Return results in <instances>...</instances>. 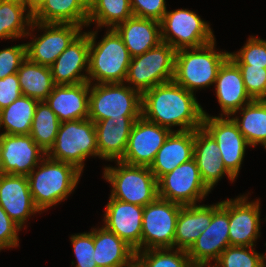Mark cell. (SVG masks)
Segmentation results:
<instances>
[{
  "label": "cell",
  "instance_id": "6da1fadb",
  "mask_svg": "<svg viewBox=\"0 0 266 267\" xmlns=\"http://www.w3.org/2000/svg\"><path fill=\"white\" fill-rule=\"evenodd\" d=\"M141 116L169 130H196L203 125L204 110L195 95L174 80L142 93ZM173 126V127H172Z\"/></svg>",
  "mask_w": 266,
  "mask_h": 267
},
{
  "label": "cell",
  "instance_id": "7a4b0ae2",
  "mask_svg": "<svg viewBox=\"0 0 266 267\" xmlns=\"http://www.w3.org/2000/svg\"><path fill=\"white\" fill-rule=\"evenodd\" d=\"M81 173L76 166L46 155L40 165L27 175L29 189L39 211L66 200L77 187Z\"/></svg>",
  "mask_w": 266,
  "mask_h": 267
},
{
  "label": "cell",
  "instance_id": "3957f363",
  "mask_svg": "<svg viewBox=\"0 0 266 267\" xmlns=\"http://www.w3.org/2000/svg\"><path fill=\"white\" fill-rule=\"evenodd\" d=\"M97 32H88V82L96 80L95 84L124 83L132 59L128 49L114 29H108L98 43Z\"/></svg>",
  "mask_w": 266,
  "mask_h": 267
},
{
  "label": "cell",
  "instance_id": "277c9868",
  "mask_svg": "<svg viewBox=\"0 0 266 267\" xmlns=\"http://www.w3.org/2000/svg\"><path fill=\"white\" fill-rule=\"evenodd\" d=\"M215 41L198 48H184L176 51L173 80L194 94L197 89L215 83L219 68L230 52H217Z\"/></svg>",
  "mask_w": 266,
  "mask_h": 267
},
{
  "label": "cell",
  "instance_id": "5b68a950",
  "mask_svg": "<svg viewBox=\"0 0 266 267\" xmlns=\"http://www.w3.org/2000/svg\"><path fill=\"white\" fill-rule=\"evenodd\" d=\"M116 162L118 167H104L103 172L112 185L111 198L145 207L158 197L157 179L149 166Z\"/></svg>",
  "mask_w": 266,
  "mask_h": 267
},
{
  "label": "cell",
  "instance_id": "8992f818",
  "mask_svg": "<svg viewBox=\"0 0 266 267\" xmlns=\"http://www.w3.org/2000/svg\"><path fill=\"white\" fill-rule=\"evenodd\" d=\"M46 155L70 163L83 172L86 158L99 157L94 122L89 118L61 122L55 142Z\"/></svg>",
  "mask_w": 266,
  "mask_h": 267
},
{
  "label": "cell",
  "instance_id": "52a82bcc",
  "mask_svg": "<svg viewBox=\"0 0 266 267\" xmlns=\"http://www.w3.org/2000/svg\"><path fill=\"white\" fill-rule=\"evenodd\" d=\"M125 83H90L89 119L140 118L142 94Z\"/></svg>",
  "mask_w": 266,
  "mask_h": 267
},
{
  "label": "cell",
  "instance_id": "ba28073f",
  "mask_svg": "<svg viewBox=\"0 0 266 267\" xmlns=\"http://www.w3.org/2000/svg\"><path fill=\"white\" fill-rule=\"evenodd\" d=\"M176 50L161 42L142 55L132 57L125 82L141 94L154 86L172 81Z\"/></svg>",
  "mask_w": 266,
  "mask_h": 267
},
{
  "label": "cell",
  "instance_id": "9c48e42d",
  "mask_svg": "<svg viewBox=\"0 0 266 267\" xmlns=\"http://www.w3.org/2000/svg\"><path fill=\"white\" fill-rule=\"evenodd\" d=\"M161 41L176 51L198 48L215 40L209 23L188 9L166 11L160 21Z\"/></svg>",
  "mask_w": 266,
  "mask_h": 267
},
{
  "label": "cell",
  "instance_id": "30bf717a",
  "mask_svg": "<svg viewBox=\"0 0 266 267\" xmlns=\"http://www.w3.org/2000/svg\"><path fill=\"white\" fill-rule=\"evenodd\" d=\"M182 206L157 197L144 207L141 250L174 248L175 229Z\"/></svg>",
  "mask_w": 266,
  "mask_h": 267
},
{
  "label": "cell",
  "instance_id": "8fae6325",
  "mask_svg": "<svg viewBox=\"0 0 266 267\" xmlns=\"http://www.w3.org/2000/svg\"><path fill=\"white\" fill-rule=\"evenodd\" d=\"M229 243V199L212 204L211 223L187 250L194 267H211Z\"/></svg>",
  "mask_w": 266,
  "mask_h": 267
},
{
  "label": "cell",
  "instance_id": "7c38bea8",
  "mask_svg": "<svg viewBox=\"0 0 266 267\" xmlns=\"http://www.w3.org/2000/svg\"><path fill=\"white\" fill-rule=\"evenodd\" d=\"M158 197L180 205H196L211 190L203 182L194 158L157 180Z\"/></svg>",
  "mask_w": 266,
  "mask_h": 267
},
{
  "label": "cell",
  "instance_id": "4fadbf2b",
  "mask_svg": "<svg viewBox=\"0 0 266 267\" xmlns=\"http://www.w3.org/2000/svg\"><path fill=\"white\" fill-rule=\"evenodd\" d=\"M35 27L44 30V32L40 37L34 36L32 41L26 43V56L31 62L48 67L83 30L81 26L76 24L33 21L29 29L34 31Z\"/></svg>",
  "mask_w": 266,
  "mask_h": 267
},
{
  "label": "cell",
  "instance_id": "5bb4252c",
  "mask_svg": "<svg viewBox=\"0 0 266 267\" xmlns=\"http://www.w3.org/2000/svg\"><path fill=\"white\" fill-rule=\"evenodd\" d=\"M202 126L216 140L226 169L235 178L238 177L249 144L237 124L230 116H210L204 111Z\"/></svg>",
  "mask_w": 266,
  "mask_h": 267
},
{
  "label": "cell",
  "instance_id": "9a60e30c",
  "mask_svg": "<svg viewBox=\"0 0 266 267\" xmlns=\"http://www.w3.org/2000/svg\"><path fill=\"white\" fill-rule=\"evenodd\" d=\"M171 132L141 116L132 126L126 152L120 161L129 165L150 166Z\"/></svg>",
  "mask_w": 266,
  "mask_h": 267
},
{
  "label": "cell",
  "instance_id": "2e32d148",
  "mask_svg": "<svg viewBox=\"0 0 266 267\" xmlns=\"http://www.w3.org/2000/svg\"><path fill=\"white\" fill-rule=\"evenodd\" d=\"M45 156L30 135L3 134L0 173L27 176Z\"/></svg>",
  "mask_w": 266,
  "mask_h": 267
},
{
  "label": "cell",
  "instance_id": "e0dca14e",
  "mask_svg": "<svg viewBox=\"0 0 266 267\" xmlns=\"http://www.w3.org/2000/svg\"><path fill=\"white\" fill-rule=\"evenodd\" d=\"M104 213V227L125 241L135 252L141 251L144 207L109 197Z\"/></svg>",
  "mask_w": 266,
  "mask_h": 267
},
{
  "label": "cell",
  "instance_id": "ac0fdd59",
  "mask_svg": "<svg viewBox=\"0 0 266 267\" xmlns=\"http://www.w3.org/2000/svg\"><path fill=\"white\" fill-rule=\"evenodd\" d=\"M248 196L229 199V243L230 246H256L260 236L259 200L248 201Z\"/></svg>",
  "mask_w": 266,
  "mask_h": 267
},
{
  "label": "cell",
  "instance_id": "d6986e66",
  "mask_svg": "<svg viewBox=\"0 0 266 267\" xmlns=\"http://www.w3.org/2000/svg\"><path fill=\"white\" fill-rule=\"evenodd\" d=\"M55 85L88 82L89 34L81 32L50 66ZM84 72L81 74L82 71Z\"/></svg>",
  "mask_w": 266,
  "mask_h": 267
},
{
  "label": "cell",
  "instance_id": "ffe728a7",
  "mask_svg": "<svg viewBox=\"0 0 266 267\" xmlns=\"http://www.w3.org/2000/svg\"><path fill=\"white\" fill-rule=\"evenodd\" d=\"M0 206L21 229L28 217L40 213L33 201L26 175L0 173Z\"/></svg>",
  "mask_w": 266,
  "mask_h": 267
},
{
  "label": "cell",
  "instance_id": "44dd1931",
  "mask_svg": "<svg viewBox=\"0 0 266 267\" xmlns=\"http://www.w3.org/2000/svg\"><path fill=\"white\" fill-rule=\"evenodd\" d=\"M215 92L221 107L220 116H232L244 105L253 101L247 93L238 65L228 57L219 68L215 80Z\"/></svg>",
  "mask_w": 266,
  "mask_h": 267
},
{
  "label": "cell",
  "instance_id": "7402d4cb",
  "mask_svg": "<svg viewBox=\"0 0 266 267\" xmlns=\"http://www.w3.org/2000/svg\"><path fill=\"white\" fill-rule=\"evenodd\" d=\"M90 83L55 85L45 102L60 122L89 117Z\"/></svg>",
  "mask_w": 266,
  "mask_h": 267
},
{
  "label": "cell",
  "instance_id": "603a6c76",
  "mask_svg": "<svg viewBox=\"0 0 266 267\" xmlns=\"http://www.w3.org/2000/svg\"><path fill=\"white\" fill-rule=\"evenodd\" d=\"M193 158L205 185L211 190L226 174L230 181L235 177L226 169L216 140L202 126L194 130Z\"/></svg>",
  "mask_w": 266,
  "mask_h": 267
},
{
  "label": "cell",
  "instance_id": "cb8c5ba5",
  "mask_svg": "<svg viewBox=\"0 0 266 267\" xmlns=\"http://www.w3.org/2000/svg\"><path fill=\"white\" fill-rule=\"evenodd\" d=\"M138 118L104 119L94 122L99 158L120 161L127 149L130 132Z\"/></svg>",
  "mask_w": 266,
  "mask_h": 267
},
{
  "label": "cell",
  "instance_id": "d4e9b609",
  "mask_svg": "<svg viewBox=\"0 0 266 267\" xmlns=\"http://www.w3.org/2000/svg\"><path fill=\"white\" fill-rule=\"evenodd\" d=\"M194 130L172 131L158 150L149 169L158 180L164 174L193 158Z\"/></svg>",
  "mask_w": 266,
  "mask_h": 267
},
{
  "label": "cell",
  "instance_id": "484cf974",
  "mask_svg": "<svg viewBox=\"0 0 266 267\" xmlns=\"http://www.w3.org/2000/svg\"><path fill=\"white\" fill-rule=\"evenodd\" d=\"M114 30L122 38L131 57L142 55L162 42L160 22L153 19L133 16Z\"/></svg>",
  "mask_w": 266,
  "mask_h": 267
},
{
  "label": "cell",
  "instance_id": "4316f807",
  "mask_svg": "<svg viewBox=\"0 0 266 267\" xmlns=\"http://www.w3.org/2000/svg\"><path fill=\"white\" fill-rule=\"evenodd\" d=\"M94 250L97 267H134L135 250L103 225L94 228Z\"/></svg>",
  "mask_w": 266,
  "mask_h": 267
},
{
  "label": "cell",
  "instance_id": "83f0119b",
  "mask_svg": "<svg viewBox=\"0 0 266 267\" xmlns=\"http://www.w3.org/2000/svg\"><path fill=\"white\" fill-rule=\"evenodd\" d=\"M212 205L182 206L177 219L174 248L188 250L211 223Z\"/></svg>",
  "mask_w": 266,
  "mask_h": 267
},
{
  "label": "cell",
  "instance_id": "f1b7e54d",
  "mask_svg": "<svg viewBox=\"0 0 266 267\" xmlns=\"http://www.w3.org/2000/svg\"><path fill=\"white\" fill-rule=\"evenodd\" d=\"M17 77L22 95L45 101L55 87L51 68L31 62L26 58L20 65Z\"/></svg>",
  "mask_w": 266,
  "mask_h": 267
},
{
  "label": "cell",
  "instance_id": "f546056e",
  "mask_svg": "<svg viewBox=\"0 0 266 267\" xmlns=\"http://www.w3.org/2000/svg\"><path fill=\"white\" fill-rule=\"evenodd\" d=\"M88 12L77 0H45L33 14L39 23L76 24L87 26Z\"/></svg>",
  "mask_w": 266,
  "mask_h": 267
},
{
  "label": "cell",
  "instance_id": "4dcf8cb0",
  "mask_svg": "<svg viewBox=\"0 0 266 267\" xmlns=\"http://www.w3.org/2000/svg\"><path fill=\"white\" fill-rule=\"evenodd\" d=\"M32 22L33 15L22 0L0 1V39H16L27 35L31 37L28 28Z\"/></svg>",
  "mask_w": 266,
  "mask_h": 267
},
{
  "label": "cell",
  "instance_id": "1f68e13d",
  "mask_svg": "<svg viewBox=\"0 0 266 267\" xmlns=\"http://www.w3.org/2000/svg\"><path fill=\"white\" fill-rule=\"evenodd\" d=\"M39 101L21 95L8 107L0 110V128L8 135H29Z\"/></svg>",
  "mask_w": 266,
  "mask_h": 267
},
{
  "label": "cell",
  "instance_id": "d6a6232c",
  "mask_svg": "<svg viewBox=\"0 0 266 267\" xmlns=\"http://www.w3.org/2000/svg\"><path fill=\"white\" fill-rule=\"evenodd\" d=\"M240 110V117H232L239 131L251 147L266 142V100H253Z\"/></svg>",
  "mask_w": 266,
  "mask_h": 267
},
{
  "label": "cell",
  "instance_id": "836d02e7",
  "mask_svg": "<svg viewBox=\"0 0 266 267\" xmlns=\"http://www.w3.org/2000/svg\"><path fill=\"white\" fill-rule=\"evenodd\" d=\"M60 123L45 101L38 102L29 135L45 153L53 146Z\"/></svg>",
  "mask_w": 266,
  "mask_h": 267
},
{
  "label": "cell",
  "instance_id": "e575fe53",
  "mask_svg": "<svg viewBox=\"0 0 266 267\" xmlns=\"http://www.w3.org/2000/svg\"><path fill=\"white\" fill-rule=\"evenodd\" d=\"M133 16L130 0H96L88 12L87 26L95 22L97 28L105 26L114 29Z\"/></svg>",
  "mask_w": 266,
  "mask_h": 267
},
{
  "label": "cell",
  "instance_id": "d590c367",
  "mask_svg": "<svg viewBox=\"0 0 266 267\" xmlns=\"http://www.w3.org/2000/svg\"><path fill=\"white\" fill-rule=\"evenodd\" d=\"M173 249L154 248L137 251L134 267H194L186 250Z\"/></svg>",
  "mask_w": 266,
  "mask_h": 267
},
{
  "label": "cell",
  "instance_id": "8d00e7d4",
  "mask_svg": "<svg viewBox=\"0 0 266 267\" xmlns=\"http://www.w3.org/2000/svg\"><path fill=\"white\" fill-rule=\"evenodd\" d=\"M261 255L249 246H229L211 267H262Z\"/></svg>",
  "mask_w": 266,
  "mask_h": 267
},
{
  "label": "cell",
  "instance_id": "74e56055",
  "mask_svg": "<svg viewBox=\"0 0 266 267\" xmlns=\"http://www.w3.org/2000/svg\"><path fill=\"white\" fill-rule=\"evenodd\" d=\"M236 64L266 68V40L250 36L246 44L236 53H229Z\"/></svg>",
  "mask_w": 266,
  "mask_h": 267
},
{
  "label": "cell",
  "instance_id": "f35d334b",
  "mask_svg": "<svg viewBox=\"0 0 266 267\" xmlns=\"http://www.w3.org/2000/svg\"><path fill=\"white\" fill-rule=\"evenodd\" d=\"M247 93L253 100H266V68L237 64Z\"/></svg>",
  "mask_w": 266,
  "mask_h": 267
},
{
  "label": "cell",
  "instance_id": "ab89813d",
  "mask_svg": "<svg viewBox=\"0 0 266 267\" xmlns=\"http://www.w3.org/2000/svg\"><path fill=\"white\" fill-rule=\"evenodd\" d=\"M70 239L77 262L75 267H97L93 259V256H95L94 228L88 233L71 235Z\"/></svg>",
  "mask_w": 266,
  "mask_h": 267
},
{
  "label": "cell",
  "instance_id": "60d3db41",
  "mask_svg": "<svg viewBox=\"0 0 266 267\" xmlns=\"http://www.w3.org/2000/svg\"><path fill=\"white\" fill-rule=\"evenodd\" d=\"M26 58V43L0 50V79L17 73Z\"/></svg>",
  "mask_w": 266,
  "mask_h": 267
},
{
  "label": "cell",
  "instance_id": "b9f144b4",
  "mask_svg": "<svg viewBox=\"0 0 266 267\" xmlns=\"http://www.w3.org/2000/svg\"><path fill=\"white\" fill-rule=\"evenodd\" d=\"M135 17L153 19L160 22L167 11L165 0H130Z\"/></svg>",
  "mask_w": 266,
  "mask_h": 267
},
{
  "label": "cell",
  "instance_id": "7bdbcfd3",
  "mask_svg": "<svg viewBox=\"0 0 266 267\" xmlns=\"http://www.w3.org/2000/svg\"><path fill=\"white\" fill-rule=\"evenodd\" d=\"M21 228L0 206V250L19 246L18 232Z\"/></svg>",
  "mask_w": 266,
  "mask_h": 267
},
{
  "label": "cell",
  "instance_id": "ee69618b",
  "mask_svg": "<svg viewBox=\"0 0 266 267\" xmlns=\"http://www.w3.org/2000/svg\"><path fill=\"white\" fill-rule=\"evenodd\" d=\"M22 95L17 73L0 79V110L8 107Z\"/></svg>",
  "mask_w": 266,
  "mask_h": 267
},
{
  "label": "cell",
  "instance_id": "f6af8a7d",
  "mask_svg": "<svg viewBox=\"0 0 266 267\" xmlns=\"http://www.w3.org/2000/svg\"><path fill=\"white\" fill-rule=\"evenodd\" d=\"M44 1L45 0H22L32 15L42 6Z\"/></svg>",
  "mask_w": 266,
  "mask_h": 267
},
{
  "label": "cell",
  "instance_id": "bcb514c9",
  "mask_svg": "<svg viewBox=\"0 0 266 267\" xmlns=\"http://www.w3.org/2000/svg\"><path fill=\"white\" fill-rule=\"evenodd\" d=\"M79 4L89 12L95 5L96 0H77Z\"/></svg>",
  "mask_w": 266,
  "mask_h": 267
},
{
  "label": "cell",
  "instance_id": "7dc6e473",
  "mask_svg": "<svg viewBox=\"0 0 266 267\" xmlns=\"http://www.w3.org/2000/svg\"><path fill=\"white\" fill-rule=\"evenodd\" d=\"M261 260H262V262H261V266L262 267H266V262H265V260H266V254L265 255H261Z\"/></svg>",
  "mask_w": 266,
  "mask_h": 267
},
{
  "label": "cell",
  "instance_id": "c3c4849f",
  "mask_svg": "<svg viewBox=\"0 0 266 267\" xmlns=\"http://www.w3.org/2000/svg\"><path fill=\"white\" fill-rule=\"evenodd\" d=\"M2 139H3V133L0 134V156H1V149H2Z\"/></svg>",
  "mask_w": 266,
  "mask_h": 267
}]
</instances>
